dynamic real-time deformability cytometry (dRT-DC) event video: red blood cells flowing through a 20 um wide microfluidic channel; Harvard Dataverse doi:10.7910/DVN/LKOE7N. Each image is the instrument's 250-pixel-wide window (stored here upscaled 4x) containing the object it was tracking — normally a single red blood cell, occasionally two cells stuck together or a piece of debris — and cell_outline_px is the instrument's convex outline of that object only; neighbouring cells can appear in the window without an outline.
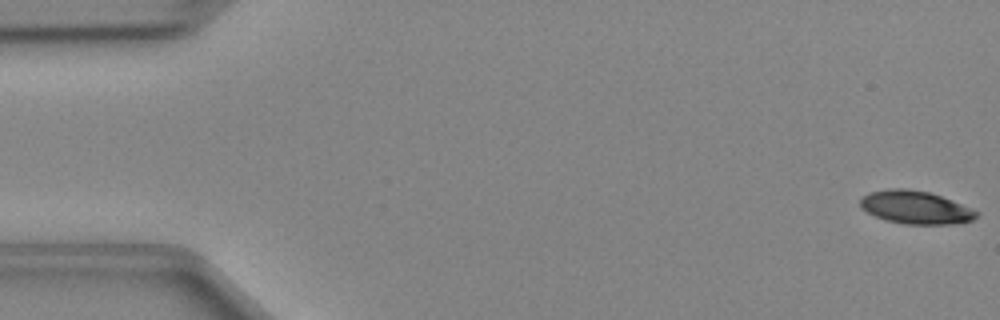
{"species": "Egyptian fruit bat (a non-hibernating species)", "species_latin": "Rousettus aegyptiacus", "temperature_condition": "cold", "stored_images_in_passage": 48, "camera_frame_rate_fps": 3000, "um_per_image_px": 0.085, "animal": {"sex": "female"}, "frame": {"image": 1, "passage_image": 1, "time_ms": 0.0, "image_size_px": [1000, 320], "cell_outline_px": [[980, 212], [972, 220], [956, 224], [904, 224], [888, 220], [876, 216], [860, 208], [860, 200], [868, 192], [888, 188], [908, 188], [928, 192], [940, 196]], "centroid_in_image_um": [77.79, 17.62], "position_along_channel_um": 7.2, "area_um2": 22.2}}
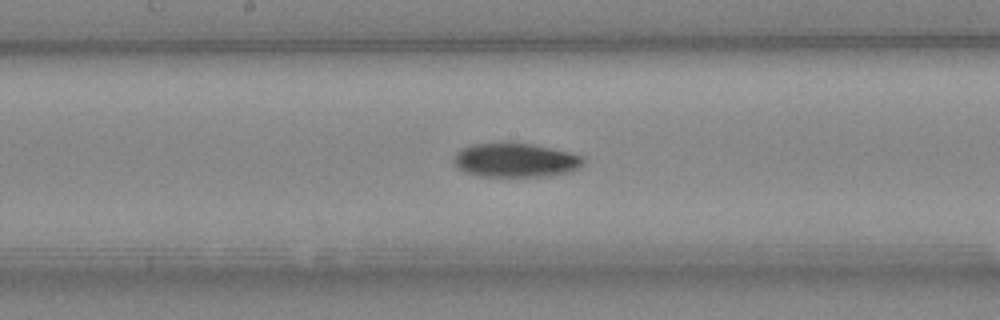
{"frame": {"image": 2, "passage_image": 25, "time_ms": 8.0, "image_size_px": [1000, 320], "cell_outline_px": [[584, 164], [580, 168], [572, 172], [548, 176], [480, 176], [464, 172], [456, 168], [452, 164], [456, 152], [472, 144], [532, 144], [568, 152], [584, 156]], "centroid_in_image_um": [43.83, 13.64], "position_along_channel_um": 204.4, "area_um2": 25.61}}
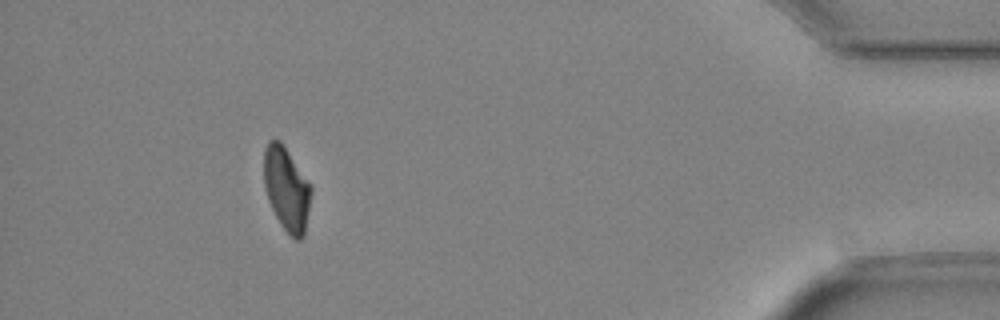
{"frame": {"image": 3, "passage_image": 44, "time_ms": 14.333, "image_size_px": [1000, 320], "cell_outline_px": [[312, 192], [304, 236], [300, 240], [296, 240], [280, 224], [268, 200], [264, 188], [264, 148], [268, 140], [280, 140], [312, 188]], "centroid_in_image_um": [24.35, 16.07], "position_along_channel_um": 410.9, "area_um2": 22.77}}